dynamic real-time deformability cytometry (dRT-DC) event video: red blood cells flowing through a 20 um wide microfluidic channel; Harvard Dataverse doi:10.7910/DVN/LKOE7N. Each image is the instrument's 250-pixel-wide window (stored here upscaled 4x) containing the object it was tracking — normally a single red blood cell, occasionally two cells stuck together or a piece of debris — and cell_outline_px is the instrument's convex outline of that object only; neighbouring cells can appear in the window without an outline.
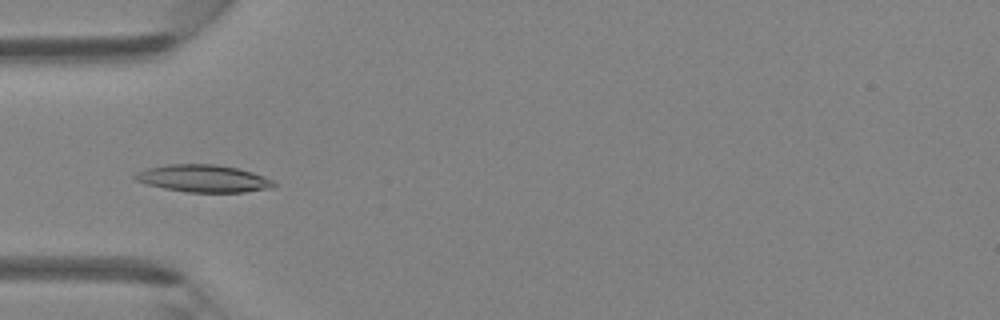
{"species": "Egyptian fruit bat (a non-hibernating species)", "species_latin": "Rousettus aegyptiacus", "temperature_condition": "room temperature", "stored_images_in_passage": 38, "camera_frame_rate_fps": 3000, "um_per_image_px": 0.085, "animal": {"sex": "female"}, "frame": {"image": 1, "passage_image": 7, "time_ms": 2.0, "image_size_px": [1000, 320], "cell_outline_px": [[276, 188], [244, 192], [188, 192], [164, 188], [148, 184], [136, 180], [132, 176], [136, 172], [144, 168], [168, 164], [216, 164], [236, 168], [252, 172], [264, 176], [272, 180], [276, 184]], "centroid_in_image_um": [17.3, 15.17], "position_along_channel_um": 67.7, "area_um2": 22.2}}
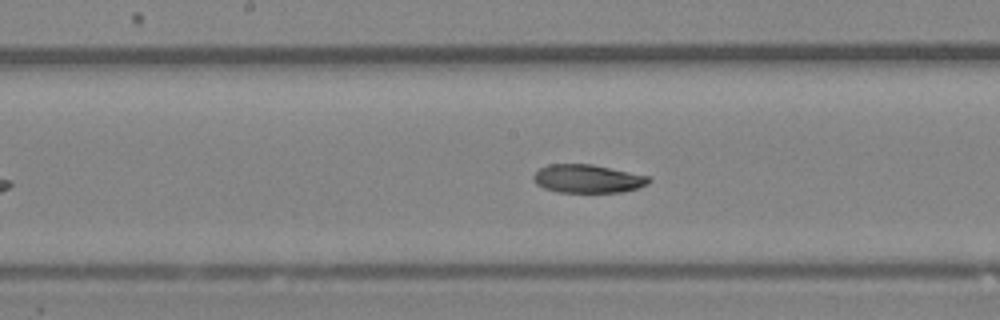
{"frame": {"image": 2, "passage_image": 16, "time_ms": 5.0, "image_size_px": [1000, 320], "cell_outline_px": [[652, 180], [648, 184], [636, 188], [620, 192], [556, 192], [544, 188], [536, 184], [532, 180], [532, 176], [540, 168], [548, 164], [592, 164], [648, 176]], "centroid_in_image_um": [49.91, 15.19], "position_along_channel_um": 198.3, "area_um2": 19.02}}
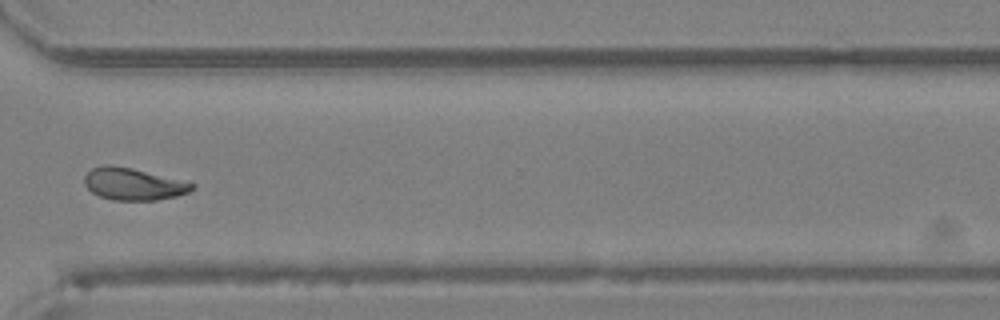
{"frame": {"image": 3, "passage_image": 27, "time_ms": 8.667, "image_size_px": [1000, 320], "cell_outline_px": [[196, 184], [188, 192], [176, 196], [156, 200], [112, 200], [100, 196], [92, 192], [84, 184], [84, 176], [92, 168], [104, 164], [112, 164], [132, 168]], "centroid_in_image_um": [11.28, 15.64], "position_along_channel_um": 359.3, "area_um2": 19.94}}